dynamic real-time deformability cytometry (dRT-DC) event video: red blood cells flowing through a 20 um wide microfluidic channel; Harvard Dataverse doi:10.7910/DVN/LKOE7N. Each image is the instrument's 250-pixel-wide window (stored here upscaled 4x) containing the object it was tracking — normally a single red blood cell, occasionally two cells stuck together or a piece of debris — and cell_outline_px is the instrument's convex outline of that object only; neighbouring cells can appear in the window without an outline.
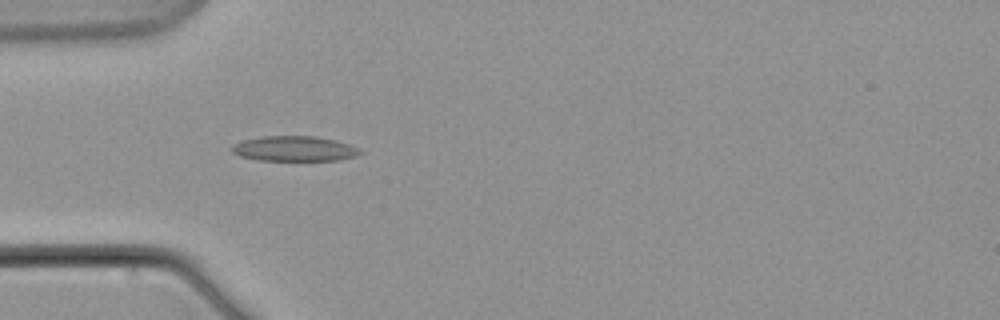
{"species": "common noctule bat (a hibernating species)", "species_latin": "Nyctalus noctula", "temperature_condition": "warm", "stored_images_in_passage": 8, "camera_frame_rate_fps": 3000, "um_per_image_px": 0.085, "animal": {"sex": "male", "body_mass_g": 21.5, "forearm_length_mm": 52.0}, "frame": {"image": 1, "passage_image": 7, "time_ms": 7.333, "image_size_px": [1000, 320], "cell_outline_px": [[364, 152], [356, 156], [336, 160], [256, 160], [240, 156], [232, 152], [232, 144], [244, 140], [264, 136], [316, 136], [336, 140], [360, 148]], "centroid_in_image_um": [25.04, 12.63], "position_along_channel_um": 60.0, "area_um2": 18.79}}
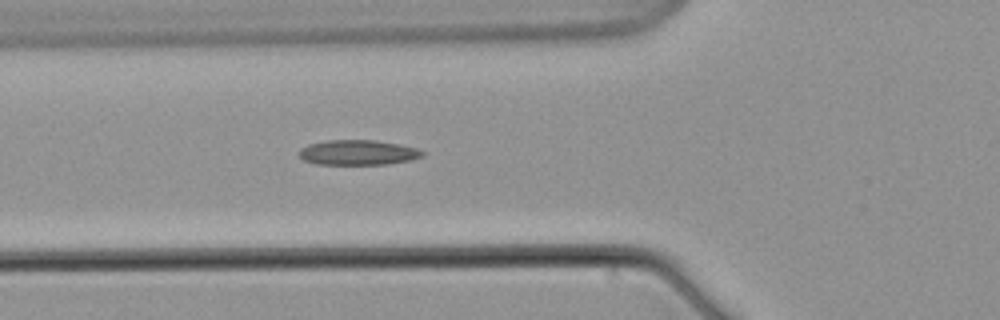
{"frame": {"image": 2, "passage_image": 8, "time_ms": 8.667, "image_size_px": [1000, 320], "cell_outline_px": [[424, 156], [412, 160], [388, 164], [316, 164], [304, 160], [300, 156], [300, 148], [308, 144], [328, 140], [376, 140], [416, 148], [424, 152]], "centroid_in_image_um": [30.43, 12.96], "position_along_channel_um": 95.4, "area_um2": 17.92}}